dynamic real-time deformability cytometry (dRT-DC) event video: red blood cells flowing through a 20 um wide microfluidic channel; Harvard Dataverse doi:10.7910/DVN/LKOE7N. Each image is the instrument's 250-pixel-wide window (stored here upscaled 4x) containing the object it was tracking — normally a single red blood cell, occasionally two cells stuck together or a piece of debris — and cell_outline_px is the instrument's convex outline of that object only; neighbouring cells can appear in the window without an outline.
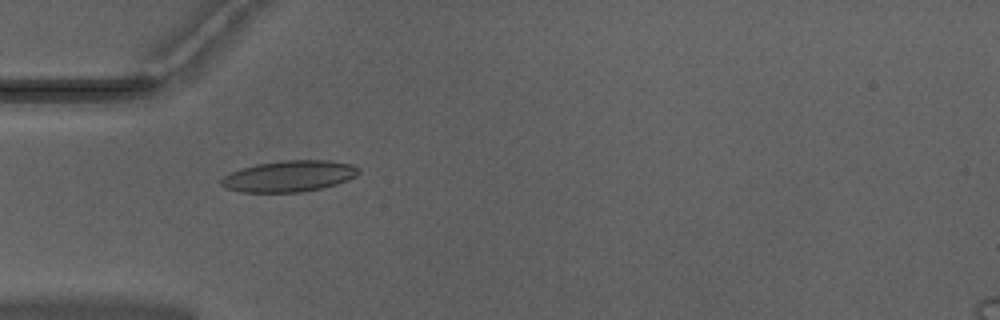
{"species": "Egyptian fruit bat (a non-hibernating species)", "species_latin": "Rousettus aegyptiacus", "temperature_condition": "warm", "stored_images_in_passage": 43, "camera_frame_rate_fps": 3000, "um_per_image_px": 0.085, "animal": {"sex": "male"}, "frame": {"image": 1, "passage_image": 7, "time_ms": 2.0, "image_size_px": [1000, 320], "cell_outline_px": [[360, 172], [356, 176], [348, 180], [336, 184], [320, 188], [300, 192], [240, 192], [224, 188], [220, 184], [220, 180], [224, 176], [240, 168], [256, 164], [284, 160], [328, 160], [352, 164], [360, 168]], "centroid_in_image_um": [24.57, 14.97], "position_along_channel_um": 60.4, "area_um2": 25.09}}
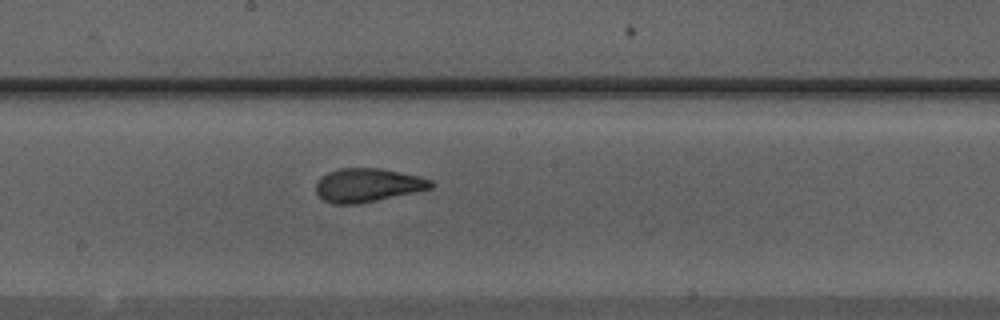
{"frame": {"image": 2, "passage_image": 19, "time_ms": 6.0, "image_size_px": [1000, 320], "cell_outline_px": [[432, 188], [416, 192], [360, 204], [332, 204], [324, 200], [316, 192], [316, 184], [328, 172], [340, 168], [380, 168], [420, 176], [432, 180]], "centroid_in_image_um": [31.27, 15.74], "position_along_channel_um": 216.9, "area_um2": 22.48}}
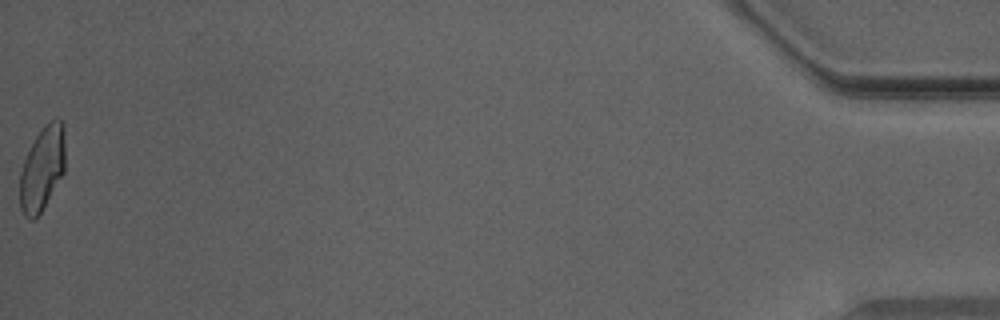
{"frame": {"image": 3, "passage_image": 43, "time_ms": 14.0, "image_size_px": [1000, 320], "cell_outline_px": [[64, 172], [36, 220], [28, 220], [24, 216], [20, 208], [20, 172], [24, 160], [36, 136], [44, 124], [56, 116], [64, 124]], "centroid_in_image_um": [3.59, 14.33], "position_along_channel_um": 431.6, "area_um2": 22.31}, "authors_computed_cell_mechanics": {"area_um2": 22.542, "velocity_mm_per_s": 3.9755, "shape_relaxation_time_tau1_ms": 5.6847, "shape_relaxation_time_tau2_ms": 0.8715, "deformation_change_tau1": 0.1636, "deformation_change_tau2": 0.0686}}